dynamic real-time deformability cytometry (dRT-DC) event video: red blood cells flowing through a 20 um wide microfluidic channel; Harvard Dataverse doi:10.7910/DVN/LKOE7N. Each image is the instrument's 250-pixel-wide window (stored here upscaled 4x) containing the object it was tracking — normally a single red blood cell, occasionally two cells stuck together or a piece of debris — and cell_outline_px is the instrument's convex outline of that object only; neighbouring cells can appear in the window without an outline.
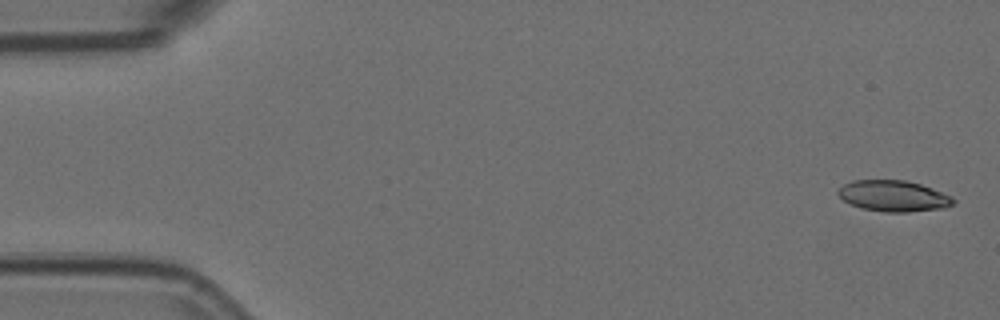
{"species": "Egyptian fruit bat (a non-hibernating species)", "species_latin": "Rousettus aegyptiacus", "temperature_condition": "room temperature", "stored_images_in_passage": 5, "camera_frame_rate_fps": 3000, "um_per_image_px": 0.085, "animal": {"sex": "female"}, "frame": {"image": 1, "passage_image": 1, "time_ms": 0.0, "image_size_px": [1000, 320], "cell_outline_px": [[956, 200], [952, 204], [944, 208], [908, 212], [884, 212], [860, 208], [844, 200], [836, 192], [844, 184], [852, 180], [904, 180], [920, 184], [932, 188], [952, 196]], "centroid_in_image_um": [75.95, 16.66], "position_along_channel_um": 9.0, "area_um2": 20.81}}